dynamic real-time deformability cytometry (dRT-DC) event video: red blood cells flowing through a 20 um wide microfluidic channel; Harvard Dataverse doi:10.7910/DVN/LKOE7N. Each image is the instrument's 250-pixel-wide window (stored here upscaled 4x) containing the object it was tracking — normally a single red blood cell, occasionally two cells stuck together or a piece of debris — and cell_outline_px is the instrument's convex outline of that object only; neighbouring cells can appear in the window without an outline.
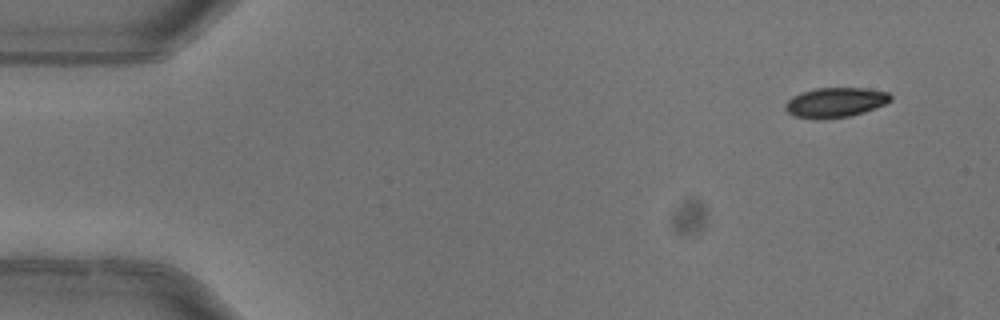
{"species": "common noctule bat (a hibernating species)", "species_latin": "Nyctalus noctula", "temperature_condition": "warm", "stored_images_in_passage": 4, "camera_frame_rate_fps": 3000, "um_per_image_px": 0.085, "animal": {"sex": "female"}, "frame": {"image": 1, "passage_image": 1, "time_ms": 0.0, "image_size_px": [1000, 320], "cell_outline_px": [[892, 100], [884, 104], [864, 112], [848, 116], [796, 116], [788, 112], [784, 108], [784, 104], [792, 96], [800, 92], [816, 88], [864, 88], [888, 92], [892, 96]], "centroid_in_image_um": [71.03, 8.65], "position_along_channel_um": 14.0, "area_um2": 17.57}}
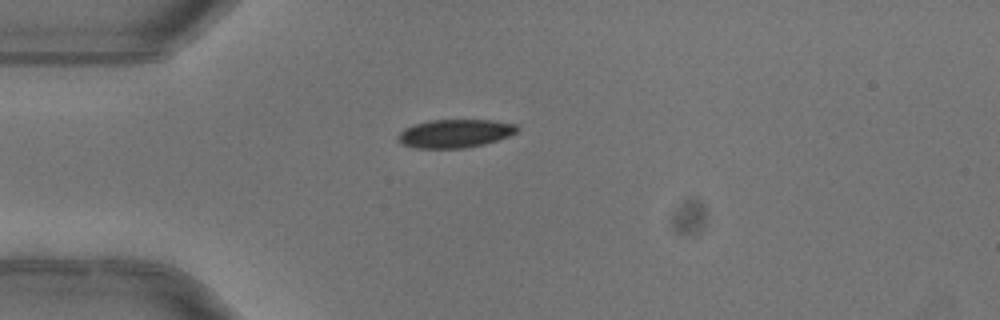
{"frame": {"image": 2, "passage_image": 4, "time_ms": 1.0, "image_size_px": [1000, 320], "cell_outline_px": [[520, 128], [516, 132], [508, 136], [484, 144], [464, 148], [416, 148], [404, 144], [396, 140], [396, 136], [404, 128], [412, 124], [432, 120], [492, 120], [516, 124]], "centroid_in_image_um": [38.65, 11.34], "position_along_channel_um": 46.4, "area_um2": 19.71}}